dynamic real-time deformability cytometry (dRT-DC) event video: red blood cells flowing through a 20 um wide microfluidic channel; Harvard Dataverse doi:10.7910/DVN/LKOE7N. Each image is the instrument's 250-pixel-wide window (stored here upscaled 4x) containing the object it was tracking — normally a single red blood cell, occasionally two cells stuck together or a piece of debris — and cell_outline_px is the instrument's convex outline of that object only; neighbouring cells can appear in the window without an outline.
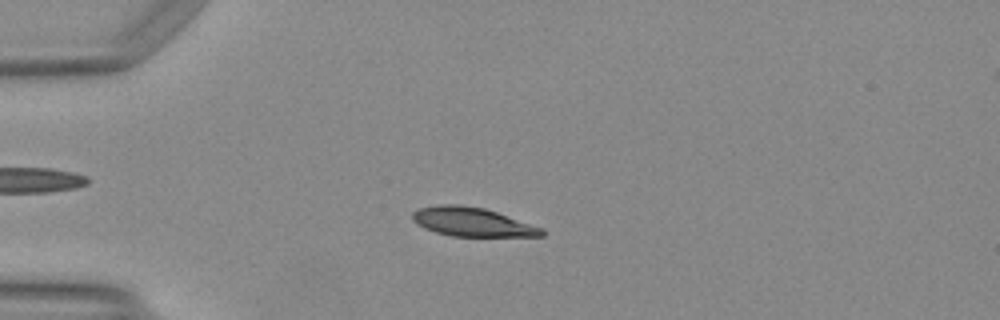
{"species": "Egyptian fruit bat (a non-hibernating species)", "species_latin": "Rousettus aegyptiacus", "temperature_condition": "warm", "stored_images_in_passage": 36, "camera_frame_rate_fps": 3000, "um_per_image_px": 0.085, "animal": {"sex": "female"}, "frame": {"image": 1, "passage_image": 3, "time_ms": 0.667, "image_size_px": [1000, 320], "cell_outline_px": [[544, 236], [452, 236], [436, 232], [424, 228], [416, 224], [412, 220], [412, 212], [420, 208], [440, 204], [460, 204], [484, 208], [544, 228]], "centroid_in_image_um": [40.12, 18.86], "position_along_channel_um": 44.9, "area_um2": 21.73}}
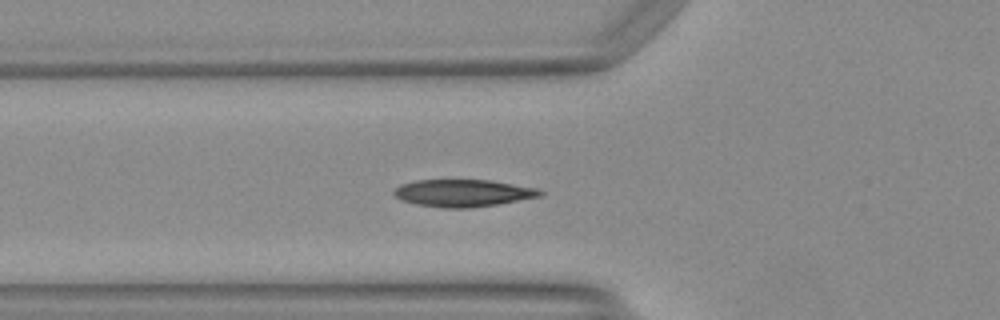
{"frame": {"image": 2, "passage_image": 8, "time_ms": 2.333, "image_size_px": [1000, 320], "cell_outline_px": [[544, 192], [540, 196], [496, 204], [472, 208], [444, 208], [416, 204], [400, 200], [392, 192], [400, 184], [416, 180], [488, 180], [536, 188]], "centroid_in_image_um": [39.3, 16.41], "position_along_channel_um": 86.5, "area_um2": 23.0}}
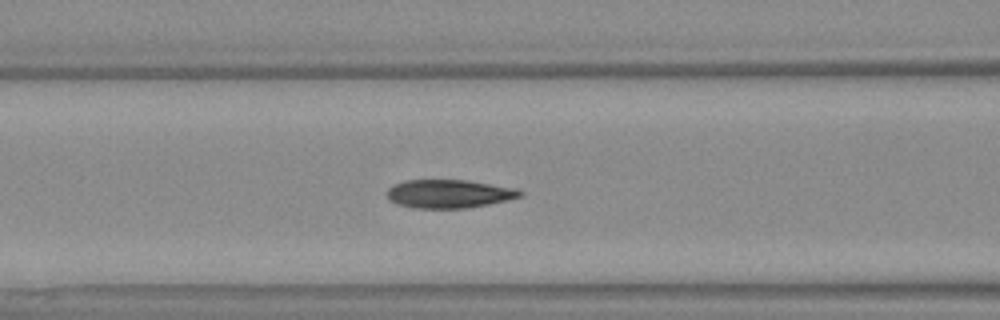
{"frame": {"image": 3, "passage_image": 11, "time_ms": 3.333, "image_size_px": [1000, 320], "cell_outline_px": [[524, 196], [508, 200], [488, 204], [464, 208], [412, 208], [396, 204], [388, 200], [388, 188], [404, 180], [468, 180], [516, 188], [524, 192]], "centroid_in_image_um": [38.18, 16.47], "position_along_channel_um": 128.4, "area_um2": 22.14}, "authors_computed_cell_mechanics": {"area_um2": 22.3108, "velocity_mm_per_s": 4.1393, "shape_relaxation_time_tau1_ms": 3.6584, "shape_relaxation_time_tau2_ms": 1.0716, "deformation_change_tau1": 0.1655, "deformation_change_tau2": 0.0441}}